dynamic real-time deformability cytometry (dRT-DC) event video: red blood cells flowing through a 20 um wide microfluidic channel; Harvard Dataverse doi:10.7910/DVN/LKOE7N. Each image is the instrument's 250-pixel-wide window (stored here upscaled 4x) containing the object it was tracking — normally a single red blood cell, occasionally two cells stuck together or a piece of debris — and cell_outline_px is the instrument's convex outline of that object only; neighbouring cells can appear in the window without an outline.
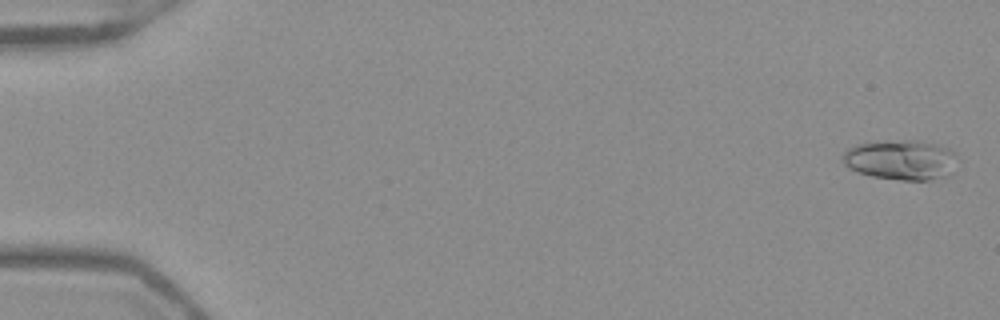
{"species": "Egyptian fruit bat (a non-hibernating species)", "species_latin": "Rousettus aegyptiacus", "temperature_condition": "warm", "stored_images_in_passage": 52, "camera_frame_rate_fps": 3000, "um_per_image_px": 0.085, "frame": {"image": 1, "passage_image": 1, "time_ms": 0.0, "image_size_px": [1000, 320], "cell_outline_px": [[952, 152], [948, 176], [928, 180], [900, 180], [872, 176], [856, 172], [848, 168], [844, 164], [840, 156], [848, 148], [856, 144], [904, 140], [916, 140], [940, 144], [948, 148]], "centroid_in_image_um": [76.46, 13.59], "position_along_channel_um": 8.5, "area_um2": 26.24}}
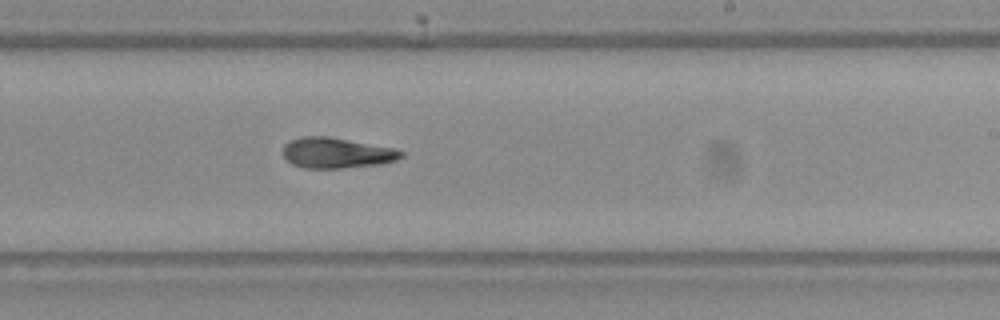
{"frame": {"image": 2, "passage_image": 32, "time_ms": 10.333, "image_size_px": [1000, 320], "cell_outline_px": [[404, 156], [396, 160], [380, 164], [340, 168], [304, 168], [292, 164], [284, 156], [284, 144], [300, 136], [328, 136], [396, 148], [404, 152]], "centroid_in_image_um": [28.64, 12.99], "position_along_channel_um": 260.4, "area_um2": 21.04}}
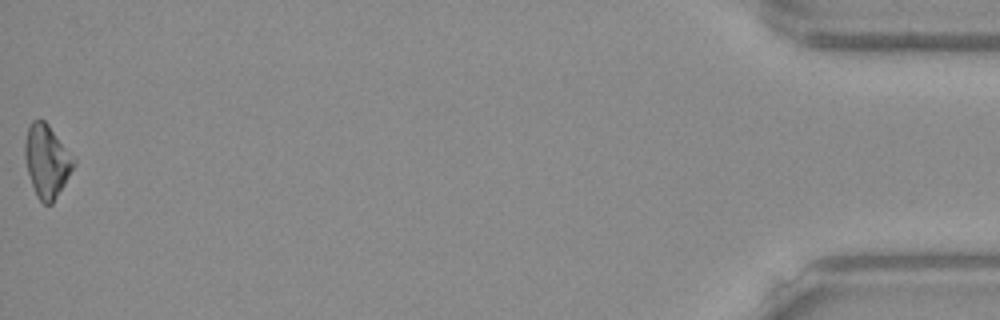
{"frame": {"image": 3, "passage_image": 52, "time_ms": 17.0, "image_size_px": [1000, 320], "cell_outline_px": [[76, 164], [52, 204], [44, 204], [36, 196], [28, 172], [24, 156], [24, 144], [28, 128], [32, 120], [44, 120], [48, 124], [76, 160]], "centroid_in_image_um": [3.97, 13.69], "position_along_channel_um": 431.2, "area_um2": 20.46}, "authors_computed_cell_mechanics": {"area_um2": 21.1548, "velocity_mm_per_s": 3.9481, "shape_relaxation_time_tau1_ms": null, "shape_relaxation_time_tau2_ms": 3.9244, "deformation_change_tau1": null, "deformation_change_tau2": 0.1028}}